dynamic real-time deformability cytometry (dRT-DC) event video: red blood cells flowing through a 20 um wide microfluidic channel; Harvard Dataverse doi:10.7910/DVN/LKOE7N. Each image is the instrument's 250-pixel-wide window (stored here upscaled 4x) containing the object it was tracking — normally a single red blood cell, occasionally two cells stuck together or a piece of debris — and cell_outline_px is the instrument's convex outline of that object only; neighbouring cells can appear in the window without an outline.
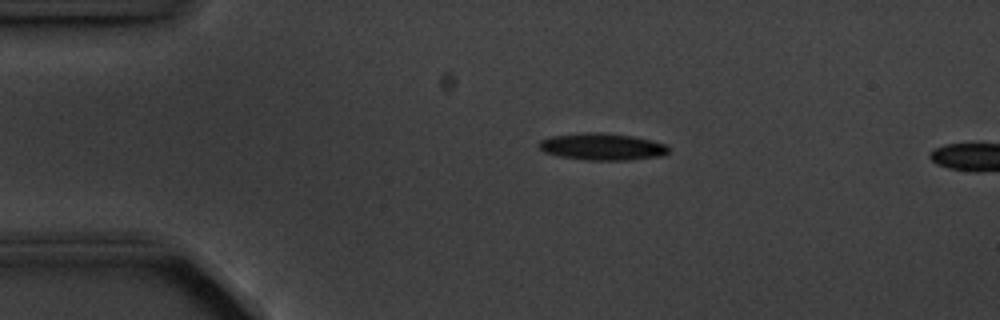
{"species": "common noctule bat (a hibernating species)", "species_latin": "Nyctalus noctula", "temperature_condition": "cold", "stored_images_in_passage": 3, "camera_frame_rate_fps": 3000, "um_per_image_px": 0.085, "animal": {"sex": "male", "body_mass_g": 20.1, "forearm_length_mm": 53.5}, "frame": {"image": 1, "passage_image": 2, "time_ms": 1.333, "image_size_px": [1000, 320], "cell_outline_px": [[668, 152], [660, 156], [624, 160], [588, 160], [560, 156], [544, 152], [536, 144], [540, 140], [552, 136], [584, 132], [600, 132], [632, 136], [664, 144], [668, 148]], "centroid_in_image_um": [51.12, 12.46], "position_along_channel_um": 33.9, "area_um2": 20.06}}